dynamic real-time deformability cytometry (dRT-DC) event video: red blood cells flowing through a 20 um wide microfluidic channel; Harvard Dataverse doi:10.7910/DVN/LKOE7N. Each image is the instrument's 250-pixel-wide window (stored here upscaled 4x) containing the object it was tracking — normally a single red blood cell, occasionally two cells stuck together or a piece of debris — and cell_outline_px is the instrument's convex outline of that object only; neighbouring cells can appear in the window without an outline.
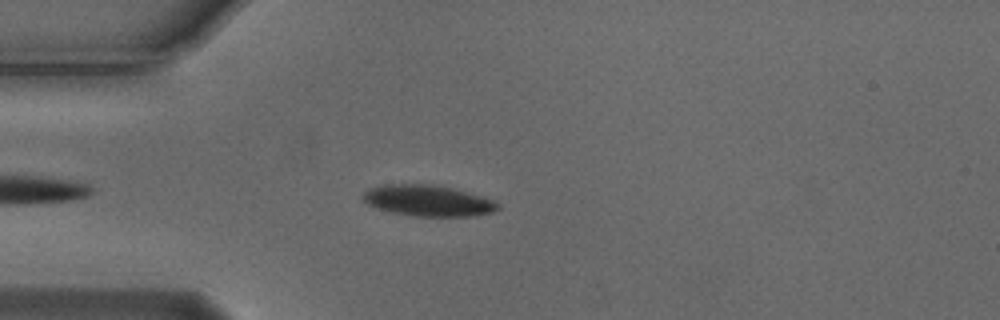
{"species": "Egyptian fruit bat (a non-hibernating species)", "species_latin": "Rousettus aegyptiacus", "temperature_condition": "cold", "stored_images_in_passage": 6, "camera_frame_rate_fps": 3000, "um_per_image_px": 0.085, "animal": {"sex": "male"}, "frame": {"image": 1, "passage_image": 4, "time_ms": 1.0, "image_size_px": [1000, 320], "cell_outline_px": [[500, 208], [492, 212], [476, 216], [412, 216], [392, 212], [376, 208], [368, 204], [360, 196], [368, 188], [380, 184], [432, 184], [452, 188], [484, 196], [500, 204]], "centroid_in_image_um": [36.36, 17.05], "position_along_channel_um": 48.6, "area_um2": 24.68}}
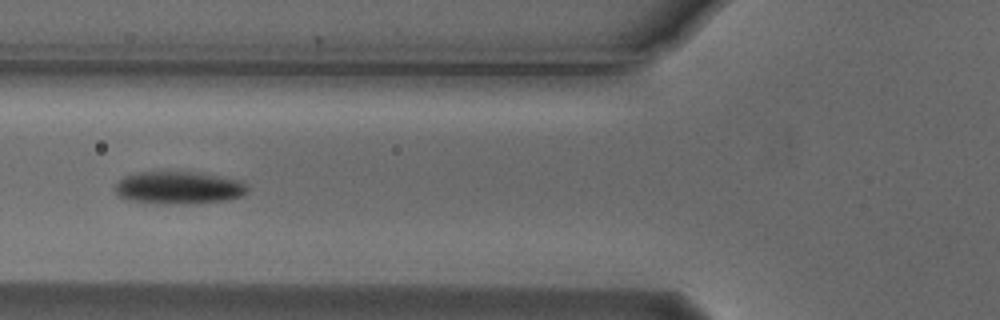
{"frame": {"image": 2, "passage_image": 6, "time_ms": 1.667, "image_size_px": [1000, 320], "cell_outline_px": [[248, 192], [244, 196], [228, 200], [188, 204], [164, 204], [132, 200], [120, 196], [116, 192], [116, 184], [124, 176], [136, 172], [196, 172], [220, 176], [240, 180], [248, 188]], "centroid_in_image_um": [15.24, 15.96], "position_along_channel_um": 110.6, "area_um2": 25.14}}